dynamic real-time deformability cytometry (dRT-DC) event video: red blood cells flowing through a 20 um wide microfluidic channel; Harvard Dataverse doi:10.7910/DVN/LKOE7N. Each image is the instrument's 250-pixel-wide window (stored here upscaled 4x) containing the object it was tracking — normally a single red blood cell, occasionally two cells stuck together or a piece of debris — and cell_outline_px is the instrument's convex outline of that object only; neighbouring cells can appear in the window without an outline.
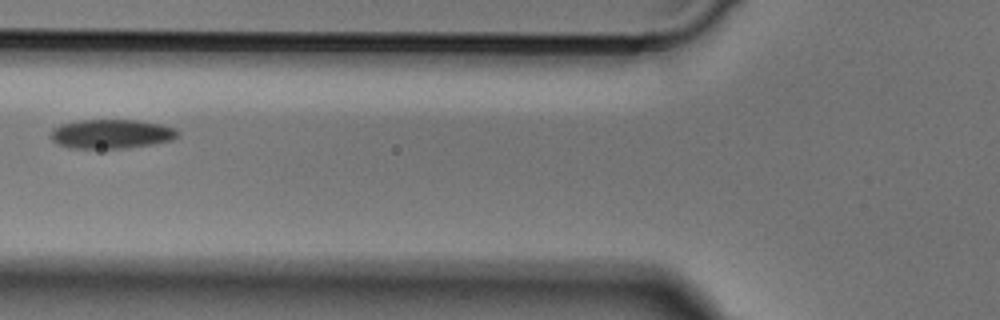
{"species": "Egyptian fruit bat (a non-hibernating species)", "species_latin": "Rousettus aegyptiacus", "temperature_condition": "cold", "stored_images_in_passage": 5, "camera_frame_rate_fps": 3000, "um_per_image_px": 0.085, "animal": {"sex": "male"}, "frame": {"image": 1, "passage_image": 5, "time_ms": 1.333, "image_size_px": [1000, 320], "cell_outline_px": [[180, 136], [172, 140], [152, 144], [124, 148], [68, 148], [56, 144], [52, 140], [52, 128], [60, 124], [80, 120], [140, 120], [164, 124], [176, 128], [180, 132]], "centroid_in_image_um": [9.51, 11.38], "position_along_channel_um": 116.3, "area_um2": 21.91}}